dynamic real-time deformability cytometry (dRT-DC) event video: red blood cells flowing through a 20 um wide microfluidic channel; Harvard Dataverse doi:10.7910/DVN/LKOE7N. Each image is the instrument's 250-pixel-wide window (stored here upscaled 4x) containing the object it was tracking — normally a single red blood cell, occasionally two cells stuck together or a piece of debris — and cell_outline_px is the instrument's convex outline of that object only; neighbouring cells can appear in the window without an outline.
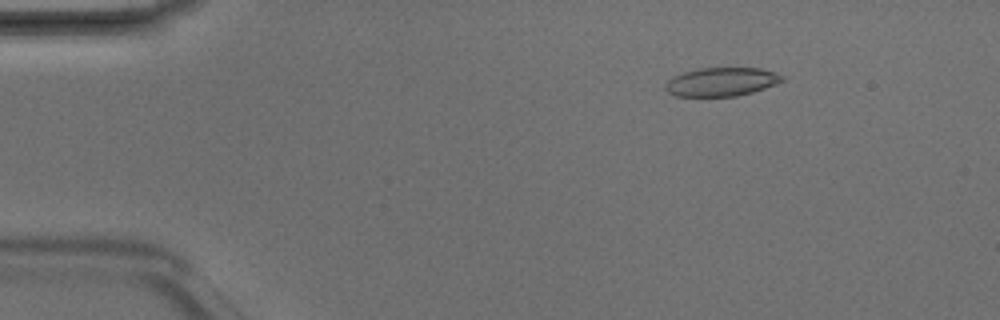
{"species": "Egyptian fruit bat (a non-hibernating species)", "species_latin": "Rousettus aegyptiacus", "temperature_condition": "room temperature", "stored_images_in_passage": 3, "camera_frame_rate_fps": 3000, "um_per_image_px": 0.085, "animal": {"sex": "male"}, "frame": {"image": 1, "passage_image": 1, "time_ms": 0.0, "image_size_px": [1000, 320], "cell_outline_px": [[784, 80], [776, 84], [752, 92], [736, 96], [676, 96], [668, 92], [664, 88], [664, 84], [672, 76], [684, 72], [700, 68], [760, 68], [776, 72], [784, 76]], "centroid_in_image_um": [61.32, 6.95], "position_along_channel_um": 23.7, "area_um2": 19.54}}
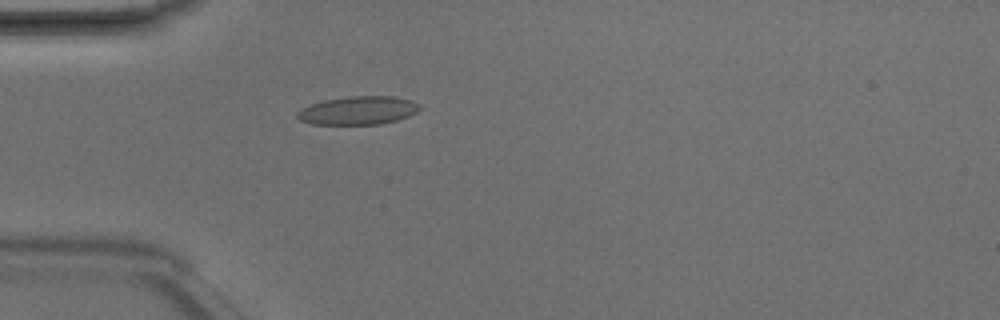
{"frame": {"image": 2, "passage_image": 3, "time_ms": 0.667, "image_size_px": [1000, 320], "cell_outline_px": [[420, 108], [416, 112], [408, 116], [396, 120], [380, 124], [312, 124], [300, 120], [296, 116], [296, 112], [300, 108], [324, 100], [348, 96], [392, 96], [412, 100], [420, 104]], "centroid_in_image_um": [30.43, 9.38], "position_along_channel_um": 54.6, "area_um2": 20.23}}